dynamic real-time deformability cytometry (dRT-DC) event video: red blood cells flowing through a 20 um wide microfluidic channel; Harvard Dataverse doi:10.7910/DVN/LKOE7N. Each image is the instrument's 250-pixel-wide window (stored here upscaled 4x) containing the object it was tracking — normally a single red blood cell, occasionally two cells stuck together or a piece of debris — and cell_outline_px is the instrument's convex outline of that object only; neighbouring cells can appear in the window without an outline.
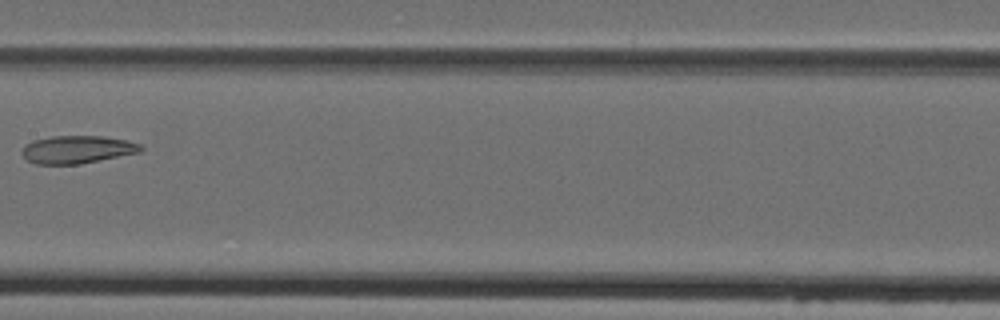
{"species": "Egyptian fruit bat (a non-hibernating species)", "species_latin": "Rousettus aegyptiacus", "temperature_condition": "cold", "stored_images_in_passage": 5, "camera_frame_rate_fps": 3000, "um_per_image_px": 0.085, "animal": {"sex": "female"}, "frame": {"image": 1, "passage_image": 5, "time_ms": 4.667, "image_size_px": [1000, 320], "cell_outline_px": [[144, 148], [140, 152], [80, 164], [36, 164], [28, 160], [20, 152], [24, 144], [32, 140], [52, 136], [104, 136], [128, 140], [140, 144]], "centroid_in_image_um": [6.55, 12.7], "position_along_channel_um": 200.9, "area_um2": 19.36}}